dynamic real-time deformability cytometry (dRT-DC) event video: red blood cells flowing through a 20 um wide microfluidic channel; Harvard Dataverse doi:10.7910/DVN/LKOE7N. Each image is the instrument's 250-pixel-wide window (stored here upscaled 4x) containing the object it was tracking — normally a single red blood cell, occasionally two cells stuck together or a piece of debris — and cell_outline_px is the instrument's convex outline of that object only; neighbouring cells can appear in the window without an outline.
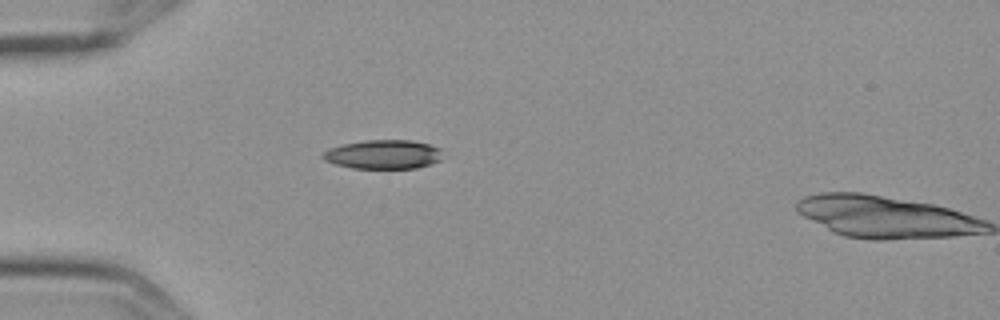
{"species": "Egyptian fruit bat (a non-hibernating species)", "species_latin": "Rousettus aegyptiacus", "temperature_condition": "cold", "stored_images_in_passage": 3, "camera_frame_rate_fps": 3000, "um_per_image_px": 0.085, "frame": {"image": 1, "passage_image": 2, "time_ms": 0.333, "image_size_px": [1000, 320], "cell_outline_px": [[440, 160], [416, 168], [352, 168], [336, 164], [324, 160], [320, 156], [328, 148], [344, 144], [364, 140], [412, 140], [428, 144], [440, 148]], "centroid_in_image_um": [32.54, 13.12], "position_along_channel_um": 52.5, "area_um2": 20.11}}